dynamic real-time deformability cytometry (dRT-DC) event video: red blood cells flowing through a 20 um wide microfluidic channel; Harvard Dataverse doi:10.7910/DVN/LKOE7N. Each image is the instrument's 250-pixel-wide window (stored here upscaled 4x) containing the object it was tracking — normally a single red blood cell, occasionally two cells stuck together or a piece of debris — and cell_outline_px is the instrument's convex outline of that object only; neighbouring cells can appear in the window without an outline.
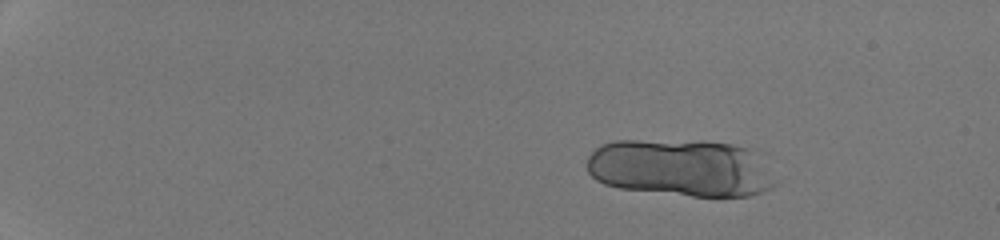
{"species": "human", "species_latin": "Homo sapiens", "temperature_condition": "room temperature", "stored_images_in_passage": 23, "camera_frame_rate_fps": 3000, "um_per_image_px": 0.085, "donor": {"sex": "male"}, "frame": {"image": 1, "passage_image": 10, "time_ms": 3.0, "image_size_px": [1000, 240], "cell_outline_px": [[776, 184], [772, 188], [748, 196], [692, 196], [620, 188], [604, 184], [596, 180], [588, 172], [588, 156], [600, 144], [616, 140], [704, 140], [732, 144], [748, 148]], "centroid_in_image_um": [57.76, 14.25], "position_along_channel_um": 27.2, "area_um2": 62.42}}